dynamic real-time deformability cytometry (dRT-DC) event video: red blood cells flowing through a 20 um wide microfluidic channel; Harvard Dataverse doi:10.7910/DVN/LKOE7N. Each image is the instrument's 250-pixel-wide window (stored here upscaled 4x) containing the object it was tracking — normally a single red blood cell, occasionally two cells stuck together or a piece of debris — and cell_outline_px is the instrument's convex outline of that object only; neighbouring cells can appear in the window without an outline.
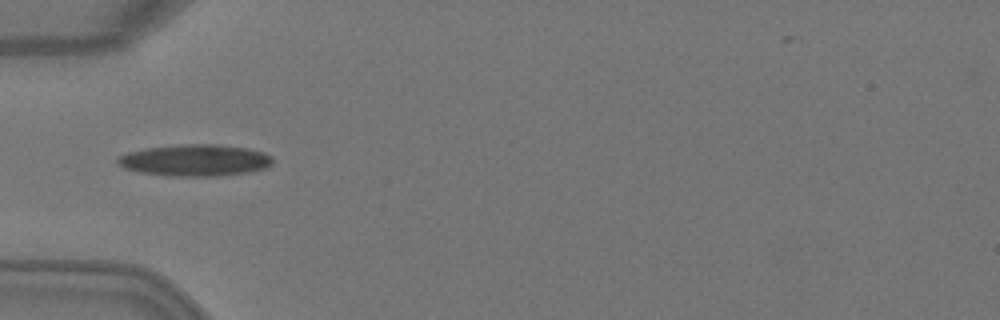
{"species": "Egyptian fruit bat (a non-hibernating species)", "species_latin": "Rousettus aegyptiacus", "temperature_condition": "warm", "stored_images_in_passage": 1, "camera_frame_rate_fps": 3000, "um_per_image_px": 0.085, "animal": {"sex": "female"}, "frame": {"image": 1, "passage_image": 1, "time_ms": 0.0, "image_size_px": [1000, 320], "cell_outline_px": [[272, 164], [268, 168], [248, 172], [220, 176], [168, 176], [140, 172], [124, 168], [116, 164], [116, 160], [120, 156], [128, 152], [144, 148], [184, 144], [220, 144], [248, 148], [264, 152], [272, 156]], "centroid_in_image_um": [16.6, 13.62], "position_along_channel_um": 68.4, "area_um2": 28.9}}